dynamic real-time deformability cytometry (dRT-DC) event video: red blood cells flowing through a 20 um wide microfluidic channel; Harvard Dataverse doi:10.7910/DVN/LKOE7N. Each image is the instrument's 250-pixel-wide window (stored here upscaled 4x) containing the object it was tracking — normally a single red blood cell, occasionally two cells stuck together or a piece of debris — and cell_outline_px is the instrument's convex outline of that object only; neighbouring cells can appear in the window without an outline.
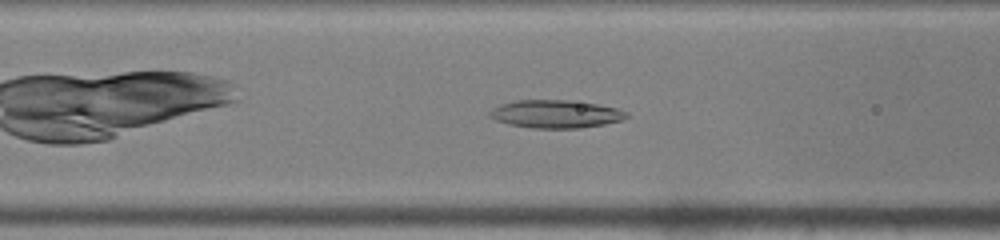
{"species": "common noctule bat (a hibernating species)", "species_latin": "Nyctalus noctula", "temperature_condition": "warm", "stored_images_in_passage": 19, "camera_frame_rate_fps": 3000, "um_per_image_px": 0.085, "animal": {"sex": "male", "body_mass_g": 19.0, "forearm_length_mm": 50.8}, "frame": {"image": 1, "passage_image": 6, "time_ms": 1.667, "image_size_px": [1000, 240], "cell_outline_px": [[632, 116], [624, 120], [604, 124], [580, 128], [532, 128], [508, 124], [496, 120], [488, 116], [488, 112], [492, 108], [500, 104], [516, 100], [568, 100], [596, 104], [616, 108], [628, 112]], "centroid_in_image_um": [47.25, 9.69], "position_along_channel_um": 119.4, "area_um2": 22.48}}
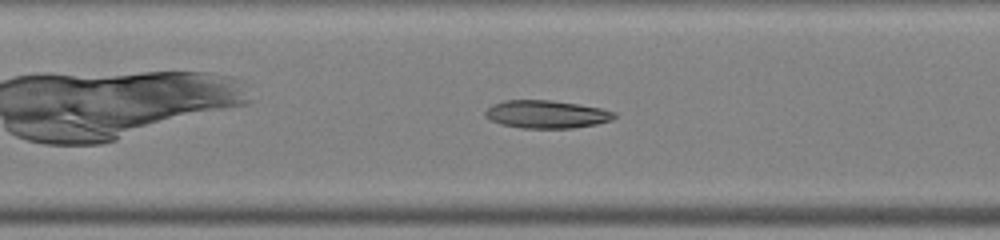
{"frame": {"image": 2, "passage_image": 9, "time_ms": 2.667, "image_size_px": [1000, 240], "cell_outline_px": [[616, 116], [612, 120], [596, 124], [572, 128], [520, 128], [500, 124], [484, 116], [484, 112], [492, 104], [504, 100], [552, 100], [600, 108], [616, 112]], "centroid_in_image_um": [46.43, 9.71], "position_along_channel_um": 161.0, "area_um2": 20.98}}